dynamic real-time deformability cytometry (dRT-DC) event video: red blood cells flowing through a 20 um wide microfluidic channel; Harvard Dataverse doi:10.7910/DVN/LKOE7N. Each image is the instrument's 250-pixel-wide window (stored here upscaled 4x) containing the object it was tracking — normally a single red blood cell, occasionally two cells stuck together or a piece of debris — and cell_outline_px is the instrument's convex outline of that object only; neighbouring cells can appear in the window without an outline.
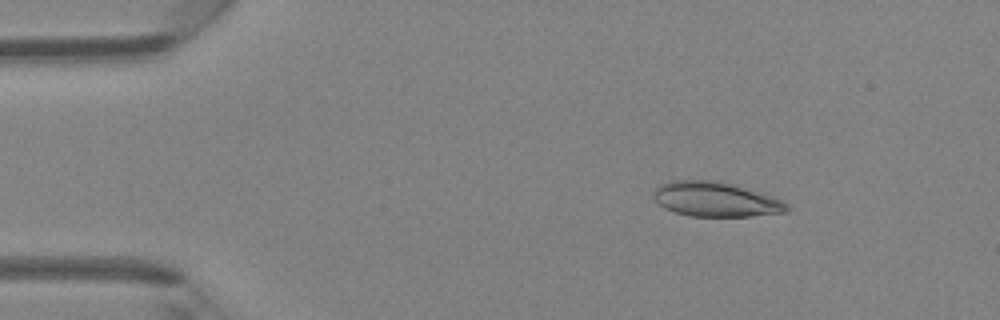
{"species": "Egyptian fruit bat (a non-hibernating species)", "species_latin": "Rousettus aegyptiacus", "temperature_condition": "room temperature", "stored_images_in_passage": 44, "camera_frame_rate_fps": 3000, "um_per_image_px": 0.085, "animal": {"sex": "female"}, "frame": {"image": 1, "passage_image": 4, "time_ms": 1.0, "image_size_px": [1000, 320], "cell_outline_px": [[792, 208], [788, 212], [752, 216], [688, 216], [664, 208], [652, 196], [652, 192], [660, 184], [672, 180], [720, 180], [772, 196], [784, 200]], "centroid_in_image_um": [60.86, 16.94], "position_along_channel_um": 24.1, "area_um2": 27.22}}
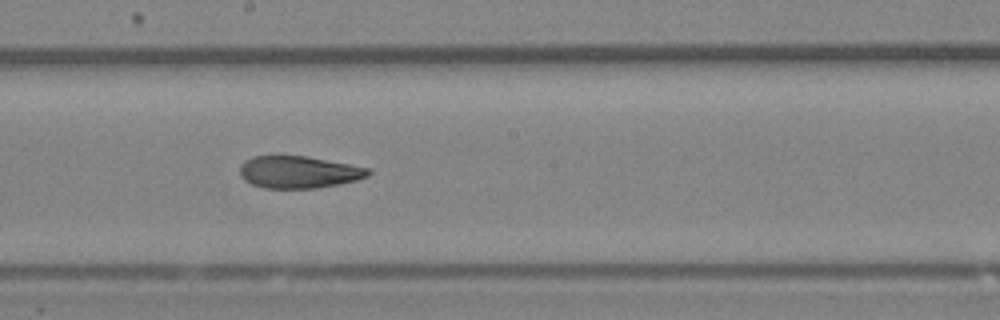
{"frame": {"image": 2, "passage_image": 23, "time_ms": 7.333, "image_size_px": [1000, 320], "cell_outline_px": [[372, 172], [368, 176], [356, 180], [340, 184], [316, 188], [264, 188], [252, 184], [244, 180], [240, 176], [240, 164], [244, 160], [252, 156], [308, 156], [372, 168]], "centroid_in_image_um": [25.41, 14.62], "position_along_channel_um": 222.8, "area_um2": 24.33}}
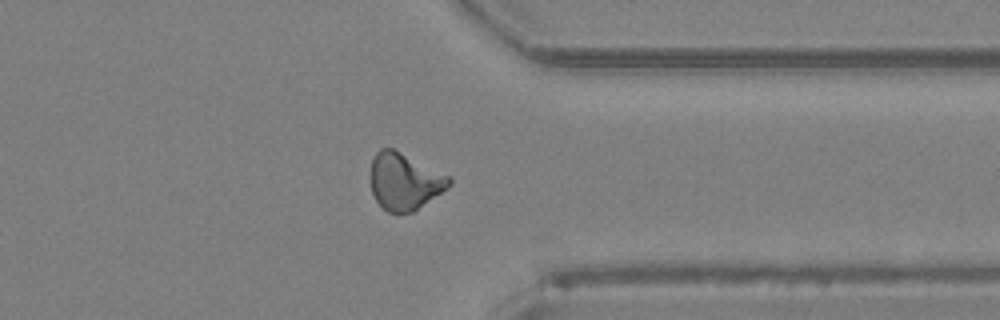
{"frame": {"image": 3, "passage_image": 34, "time_ms": 11.0, "image_size_px": [1000, 320], "cell_outline_px": [[452, 184], [448, 188], [412, 212], [388, 212], [376, 200], [372, 192], [368, 180], [368, 172], [372, 160], [376, 152], [380, 148], [392, 148], [452, 176]], "centroid_in_image_um": [34.36, 15.39], "position_along_channel_um": 377.0, "area_um2": 26.36}, "authors_computed_cell_mechanics": {"area_um2": 25.432, "velocity_mm_per_s": 4.3058, "shape_relaxation_time_tau1_ms": 8.2304, "shape_relaxation_time_tau2_ms": 3.4656, "deformation_change_tau1": 0.1785, "deformation_change_tau2": 0.1054}}